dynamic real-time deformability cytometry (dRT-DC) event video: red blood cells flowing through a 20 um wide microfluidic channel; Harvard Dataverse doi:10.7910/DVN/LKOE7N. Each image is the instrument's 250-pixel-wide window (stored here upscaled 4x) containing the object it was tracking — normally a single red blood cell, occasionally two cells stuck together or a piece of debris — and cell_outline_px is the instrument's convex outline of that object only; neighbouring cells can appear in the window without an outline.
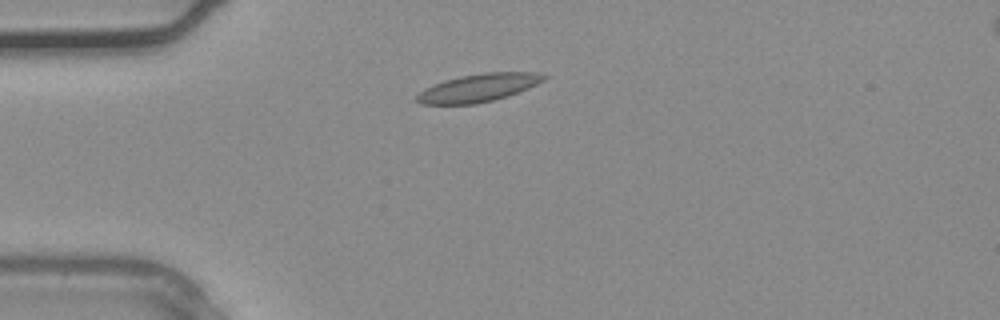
{"species": "common noctule bat (a hibernating species)", "species_latin": "Nyctalus noctula", "temperature_condition": "warm", "stored_images_in_passage": 34, "camera_frame_rate_fps": 3000, "um_per_image_px": 0.085, "animal": {"sex": "male", "body_mass_g": 20.4}, "frame": {"image": 1, "passage_image": 6, "time_ms": 1.667, "image_size_px": [1000, 320], "cell_outline_px": [[548, 76], [544, 80], [528, 88], [508, 96], [476, 104], [420, 104], [412, 100], [424, 88], [444, 80], [460, 76], [484, 72], [540, 72]], "centroid_in_image_um": [40.64, 7.46], "position_along_channel_um": 44.4, "area_um2": 20.81}}
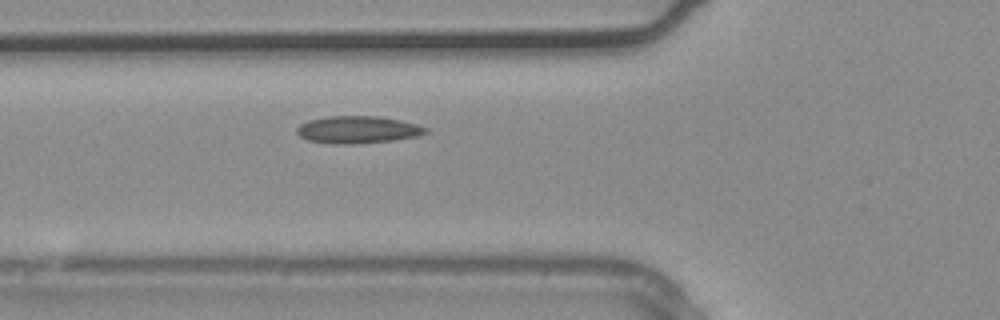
{"frame": {"image": 2, "passage_image": 10, "time_ms": 3.0, "image_size_px": [1000, 320], "cell_outline_px": [[428, 132], [416, 136], [392, 140], [352, 144], [336, 144], [308, 140], [300, 136], [296, 132], [296, 128], [300, 124], [308, 120], [328, 116], [376, 116], [400, 120], [416, 124], [428, 128]], "centroid_in_image_um": [30.38, 11.02], "position_along_channel_um": 95.4, "area_um2": 20.35}}